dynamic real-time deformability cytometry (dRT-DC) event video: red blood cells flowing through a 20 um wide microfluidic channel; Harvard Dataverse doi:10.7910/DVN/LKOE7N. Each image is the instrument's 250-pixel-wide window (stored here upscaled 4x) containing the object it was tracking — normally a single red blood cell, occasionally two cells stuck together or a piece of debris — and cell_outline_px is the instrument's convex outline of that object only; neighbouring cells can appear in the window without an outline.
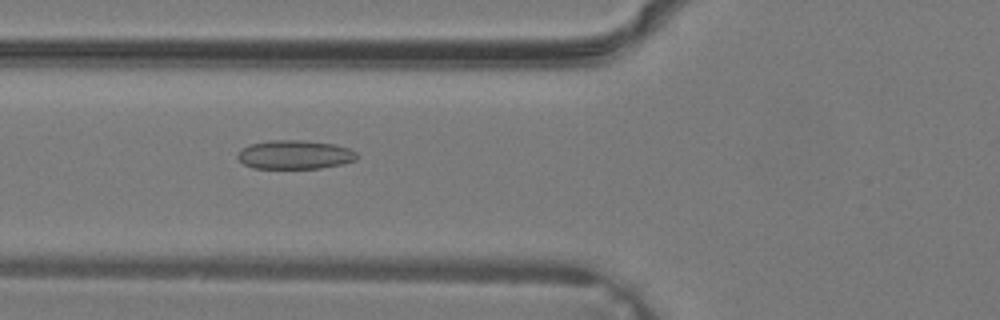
{"species": "common noctule bat (a hibernating species)", "species_latin": "Nyctalus noctula", "temperature_condition": "warm", "stored_images_in_passage": 24, "camera_frame_rate_fps": 3000, "um_per_image_px": 0.085, "animal": {"sex": "male", "body_mass_g": 19.2, "forearm_length_mm": 51.8}, "frame": {"image": 1, "passage_image": 4, "time_ms": 1.0, "image_size_px": [1000, 320], "cell_outline_px": [[360, 156], [356, 160], [340, 164], [320, 168], [252, 168], [244, 164], [236, 156], [240, 148], [252, 144], [272, 140], [304, 140], [336, 144], [348, 148], [356, 152]], "centroid_in_image_um": [25.07, 13.14], "position_along_channel_um": 100.7, "area_um2": 20.11}}
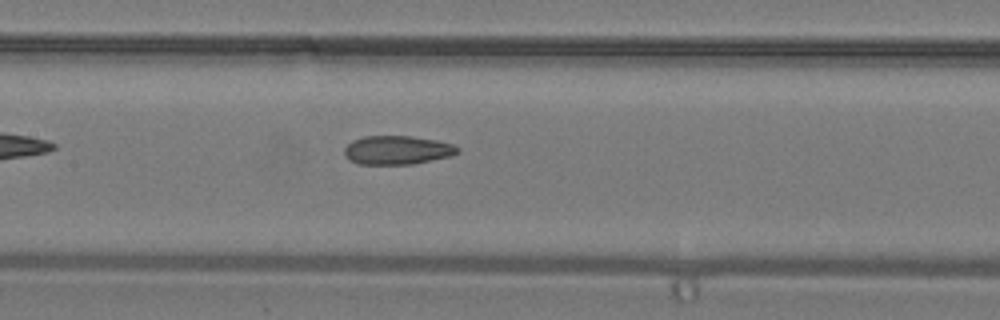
{"frame": {"image": 2, "passage_image": 8, "time_ms": 2.333, "image_size_px": [1000, 320], "cell_outline_px": [[460, 152], [452, 156], [412, 164], [360, 164], [344, 156], [344, 148], [352, 140], [364, 136], [408, 136], [436, 140], [452, 144], [460, 148]], "centroid_in_image_um": [33.78, 12.75], "position_along_channel_um": 173.6, "area_um2": 18.96}}
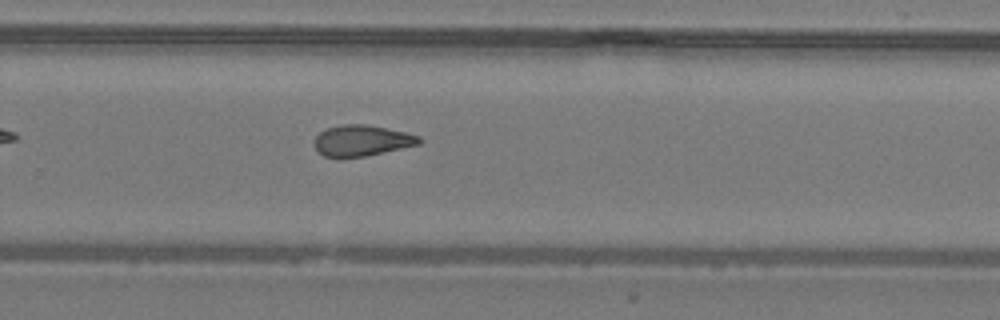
{"frame": {"image": 3, "passage_image": 15, "time_ms": 4.667, "image_size_px": [1000, 320], "cell_outline_px": [[420, 144], [364, 156], [324, 156], [316, 152], [316, 136], [320, 132], [328, 128], [344, 124], [364, 124], [404, 132], [420, 136]], "centroid_in_image_um": [30.75, 11.94], "position_along_channel_um": 299.1, "area_um2": 18.32}}